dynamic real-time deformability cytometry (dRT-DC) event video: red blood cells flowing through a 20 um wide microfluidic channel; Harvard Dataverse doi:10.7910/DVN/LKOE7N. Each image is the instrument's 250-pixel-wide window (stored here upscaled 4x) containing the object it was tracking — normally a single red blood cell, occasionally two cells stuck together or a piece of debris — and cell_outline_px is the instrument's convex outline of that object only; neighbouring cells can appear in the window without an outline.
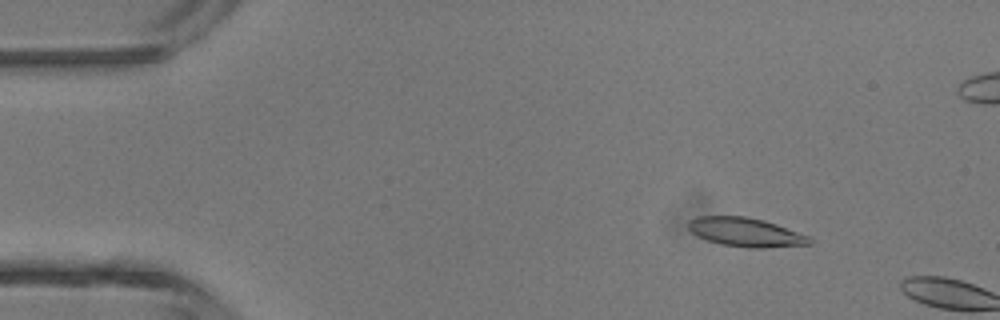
{"species": "common noctule bat (a hibernating species)", "species_latin": "Nyctalus noctula", "temperature_condition": "room temperature", "stored_images_in_passage": 8, "camera_frame_rate_fps": 3000, "um_per_image_px": 0.085, "animal": {"sex": "male", "body_mass_g": 13.3}, "frame": {"image": 1, "passage_image": 6, "time_ms": 1.667, "image_size_px": [1000, 320], "cell_outline_px": [[812, 244], [764, 248], [748, 248], [720, 244], [708, 240], [692, 232], [688, 228], [688, 220], [696, 216], [748, 216], [764, 220], [812, 236]], "centroid_in_image_um": [63.43, 19.73], "position_along_channel_um": 21.6, "area_um2": 20.63}}